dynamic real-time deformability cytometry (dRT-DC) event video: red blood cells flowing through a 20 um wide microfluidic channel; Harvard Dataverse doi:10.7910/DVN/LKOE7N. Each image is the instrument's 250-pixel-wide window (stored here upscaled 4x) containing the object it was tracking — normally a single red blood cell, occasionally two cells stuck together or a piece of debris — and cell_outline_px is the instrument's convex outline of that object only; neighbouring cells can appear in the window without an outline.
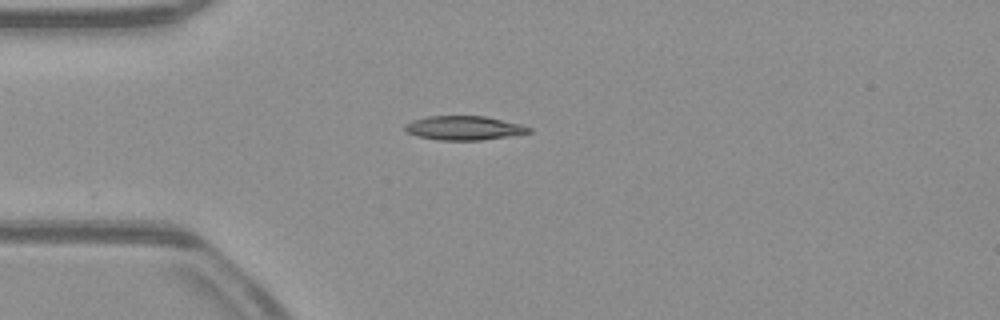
{"species": "common noctule bat (a hibernating species)", "species_latin": "Nyctalus noctula", "temperature_condition": "warm", "stored_images_in_passage": 40, "camera_frame_rate_fps": 3000, "um_per_image_px": 0.085, "animal": {"sex": "male", "body_mass_g": 23.1, "forearm_length_mm": 52.7}, "frame": {"image": 1, "passage_image": 1, "time_ms": 0.0, "image_size_px": [1000, 320], "cell_outline_px": [[532, 132], [508, 136], [480, 140], [436, 140], [416, 136], [408, 132], [404, 128], [404, 124], [412, 120], [424, 116], [484, 116], [520, 124], [532, 128]], "centroid_in_image_um": [39.39, 10.87], "position_along_channel_um": 45.6, "area_um2": 17.4}}
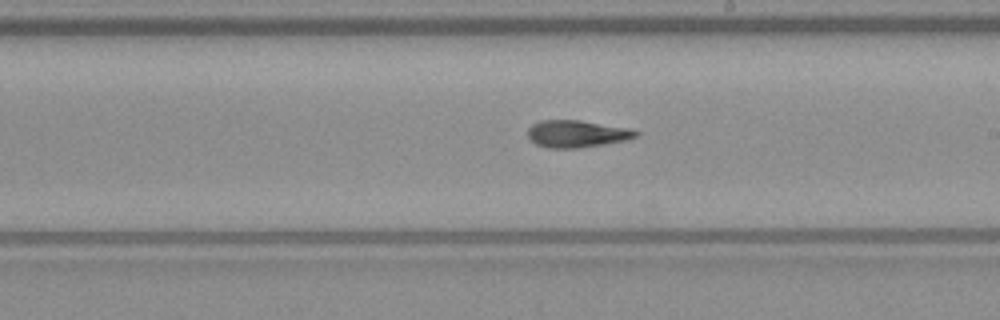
{"frame": {"image": 2, "passage_image": 17, "time_ms": 5.333, "image_size_px": [1000, 320], "cell_outline_px": [[640, 136], [628, 140], [604, 144], [576, 148], [548, 148], [536, 144], [528, 140], [528, 128], [532, 124], [540, 120], [580, 120], [628, 128], [640, 132]], "centroid_in_image_um": [49.03, 11.37], "position_along_channel_um": 240.0, "area_um2": 17.28}}
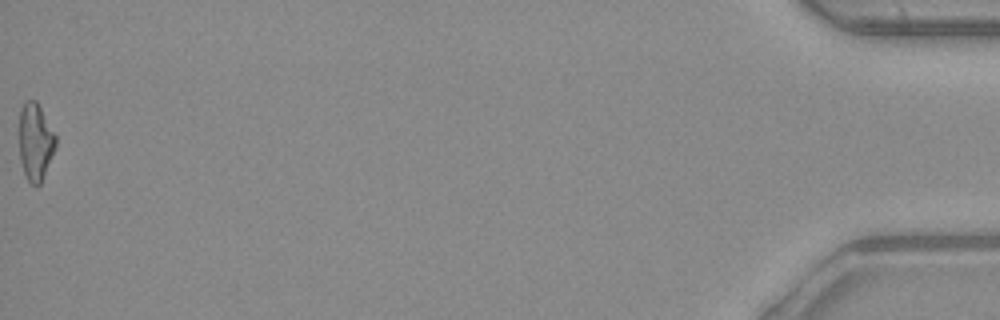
{"frame": {"image": 3, "passage_image": 40, "time_ms": 13.0, "image_size_px": [1000, 320], "cell_outline_px": [[56, 148], [40, 184], [36, 188], [28, 180], [24, 172], [20, 160], [20, 108], [28, 100], [36, 100], [56, 136]], "centroid_in_image_um": [3.02, 12.08], "position_along_channel_um": 432.2, "area_um2": 16.24}, "authors_computed_cell_mechanics": {"area_um2": 17.1377, "velocity_mm_per_s": 3.9373, "shape_relaxation_time_tau1_ms": null, "shape_relaxation_time_tau2_ms": 4.4668, "deformation_change_tau1": null, "deformation_change_tau2": 0.1418}}